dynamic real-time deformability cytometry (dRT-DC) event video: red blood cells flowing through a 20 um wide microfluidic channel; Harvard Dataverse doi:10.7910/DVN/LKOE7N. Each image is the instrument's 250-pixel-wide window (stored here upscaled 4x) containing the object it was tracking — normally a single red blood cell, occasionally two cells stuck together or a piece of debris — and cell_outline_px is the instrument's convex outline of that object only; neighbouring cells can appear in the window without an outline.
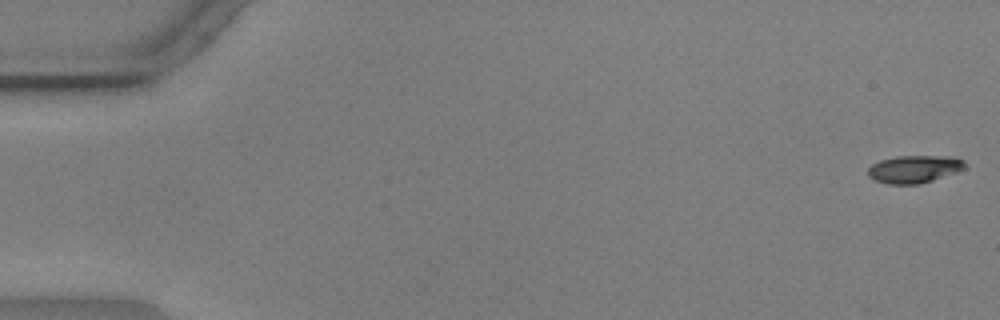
{"species": "common noctule bat (a hibernating species)", "species_latin": "Nyctalus noctula", "temperature_condition": "warm", "stored_images_in_passage": 14, "camera_frame_rate_fps": 3000, "um_per_image_px": 0.085, "animal": {"sex": "male", "body_mass_g": 17.9, "forearm_length_mm": 54.2}, "frame": {"image": 1, "passage_image": 1, "time_ms": 0.0, "image_size_px": [1000, 320], "cell_outline_px": [[964, 168], [956, 172], [920, 184], [888, 184], [876, 180], [868, 176], [868, 168], [872, 164], [880, 160], [896, 156], [952, 156], [964, 160]], "centroid_in_image_um": [77.69, 14.36], "position_along_channel_um": 7.3, "area_um2": 15.49}}
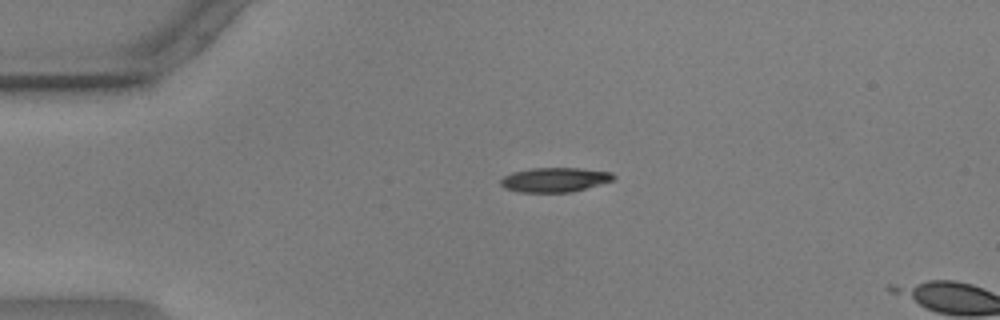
{"frame": {"image": 2, "passage_image": 13, "time_ms": 4.0, "image_size_px": [1000, 320], "cell_outline_px": [[616, 180], [572, 192], [520, 192], [504, 188], [500, 184], [500, 180], [504, 176], [512, 172], [528, 168], [580, 168], [612, 172], [616, 176]], "centroid_in_image_um": [47.18, 15.27], "position_along_channel_um": 37.8, "area_um2": 16.3}}